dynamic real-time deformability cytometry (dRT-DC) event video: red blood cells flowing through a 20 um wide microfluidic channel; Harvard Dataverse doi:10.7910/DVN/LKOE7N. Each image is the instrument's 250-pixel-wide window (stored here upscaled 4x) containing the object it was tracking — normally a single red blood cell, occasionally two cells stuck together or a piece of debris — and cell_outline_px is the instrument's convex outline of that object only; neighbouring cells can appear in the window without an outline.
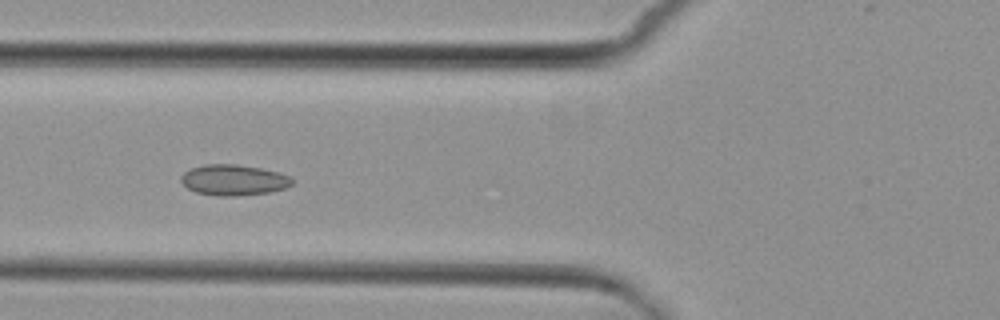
{"species": "common noctule bat (a hibernating species)", "species_latin": "Nyctalus noctula", "temperature_condition": "cold", "stored_images_in_passage": 8, "camera_frame_rate_fps": 3000, "um_per_image_px": 0.085, "animal": {"sex": "female", "body_mass_g": 29.2, "forearm_length_mm": 56.3}, "frame": {"image": 1, "passage_image": 3, "time_ms": 3.333, "image_size_px": [1000, 320], "cell_outline_px": [[292, 184], [284, 188], [268, 192], [236, 196], [216, 196], [196, 192], [188, 188], [180, 180], [180, 176], [184, 172], [192, 168], [204, 164], [236, 164], [260, 168], [280, 172], [288, 176], [292, 180]], "centroid_in_image_um": [19.83, 15.3], "position_along_channel_um": 106.0, "area_um2": 19.83}}
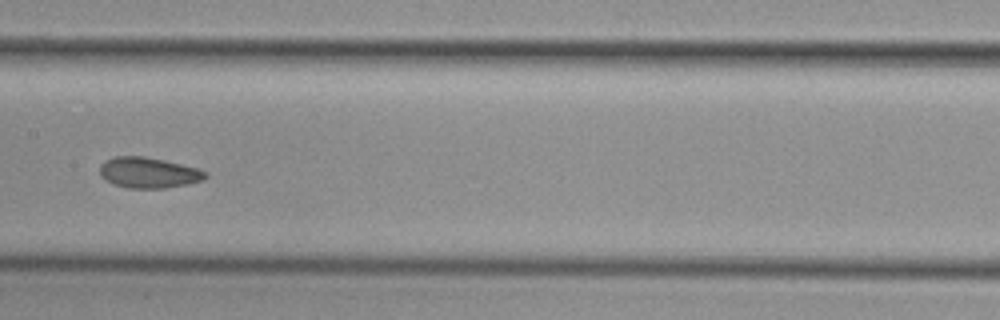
{"frame": {"image": 2, "passage_image": 5, "time_ms": 5.667, "image_size_px": [1000, 320], "cell_outline_px": [[208, 176], [204, 180], [188, 184], [164, 188], [128, 188], [112, 184], [100, 176], [100, 164], [104, 160], [112, 156], [144, 156], [164, 160], [196, 168], [208, 172]], "centroid_in_image_um": [12.6, 14.67], "position_along_channel_um": 194.8, "area_um2": 19.07}}
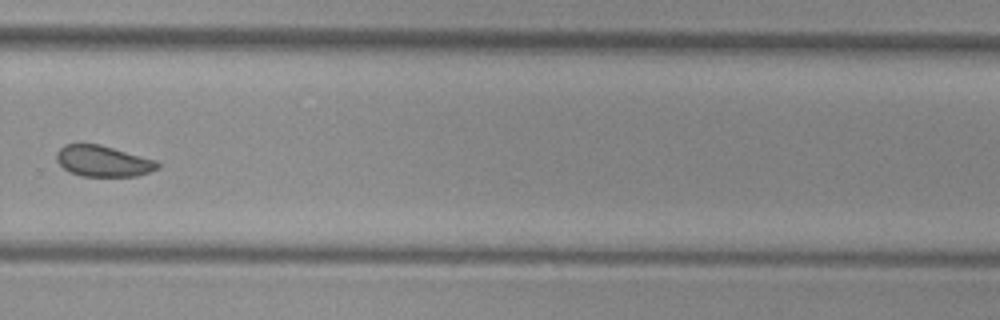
{"frame": {"image": 3, "passage_image": 8, "time_ms": 9.0, "image_size_px": [1000, 320], "cell_outline_px": [[160, 168], [136, 176], [80, 176], [68, 172], [56, 160], [56, 152], [64, 144], [100, 144], [156, 160], [160, 164]], "centroid_in_image_um": [8.75, 13.69], "position_along_channel_um": 321.1, "area_um2": 18.32}}